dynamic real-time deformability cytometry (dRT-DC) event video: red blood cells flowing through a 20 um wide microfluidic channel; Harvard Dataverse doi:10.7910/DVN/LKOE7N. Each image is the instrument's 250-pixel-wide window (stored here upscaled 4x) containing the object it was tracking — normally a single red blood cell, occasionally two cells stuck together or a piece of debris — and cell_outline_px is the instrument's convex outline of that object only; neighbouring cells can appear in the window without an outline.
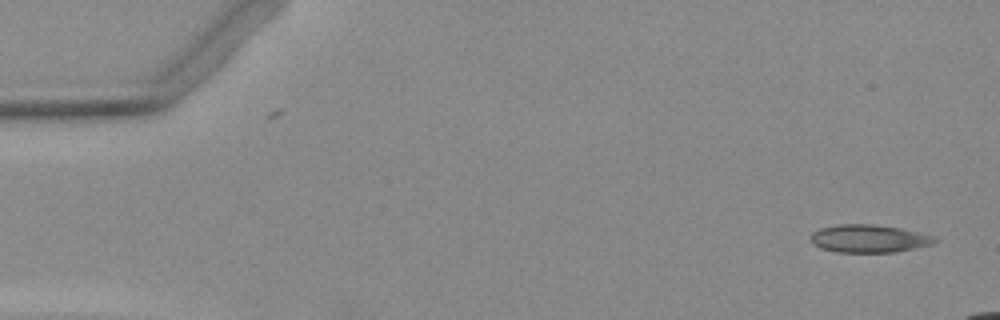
{"species": "Egyptian fruit bat (a non-hibernating species)", "species_latin": "Rousettus aegyptiacus", "temperature_condition": "warm", "stored_images_in_passage": 46, "camera_frame_rate_fps": 3000, "um_per_image_px": 0.085, "animal": {"sex": "female"}, "frame": {"image": 1, "passage_image": 1, "time_ms": 0.0, "image_size_px": [1000, 320], "cell_outline_px": [[940, 240], [932, 244], [896, 252], [836, 252], [820, 248], [812, 244], [812, 232], [820, 228], [836, 224], [872, 224], [900, 228], [932, 236]], "centroid_in_image_um": [73.83, 20.28], "position_along_channel_um": 11.2, "area_um2": 20.06}}
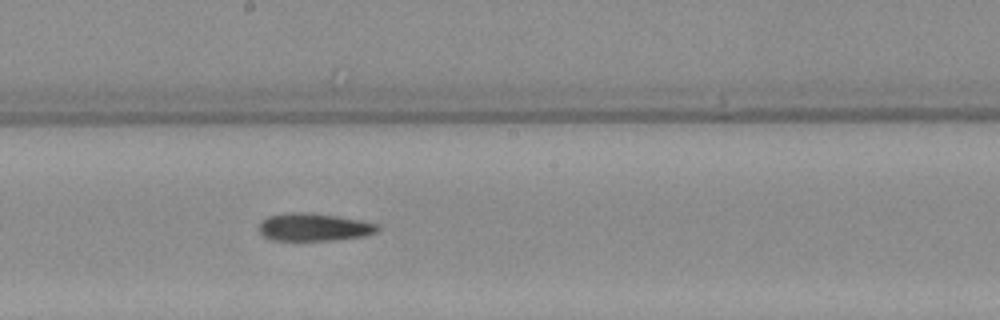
{"frame": {"image": 2, "passage_image": 27, "time_ms": 8.667, "image_size_px": [1000, 320], "cell_outline_px": [[380, 228], [376, 232], [364, 236], [332, 240], [272, 240], [264, 236], [260, 232], [260, 224], [268, 216], [292, 212], [304, 212], [336, 216], [376, 224]], "centroid_in_image_um": [26.67, 19.31], "position_along_channel_um": 221.5, "area_um2": 18.73}}
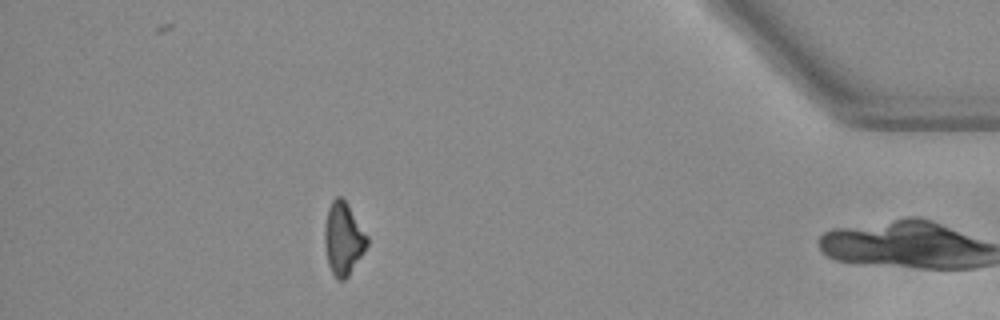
{"frame": {"image": 3, "passage_image": 45, "time_ms": 14.667, "image_size_px": [1000, 320], "cell_outline_px": [[368, 244], [364, 252], [348, 276], [344, 280], [336, 280], [328, 264], [324, 244], [324, 228], [328, 208], [332, 200], [336, 196], [340, 196], [348, 204], [368, 236]], "centroid_in_image_um": [29.17, 20.29], "position_along_channel_um": 406.0, "area_um2": 18.03}}